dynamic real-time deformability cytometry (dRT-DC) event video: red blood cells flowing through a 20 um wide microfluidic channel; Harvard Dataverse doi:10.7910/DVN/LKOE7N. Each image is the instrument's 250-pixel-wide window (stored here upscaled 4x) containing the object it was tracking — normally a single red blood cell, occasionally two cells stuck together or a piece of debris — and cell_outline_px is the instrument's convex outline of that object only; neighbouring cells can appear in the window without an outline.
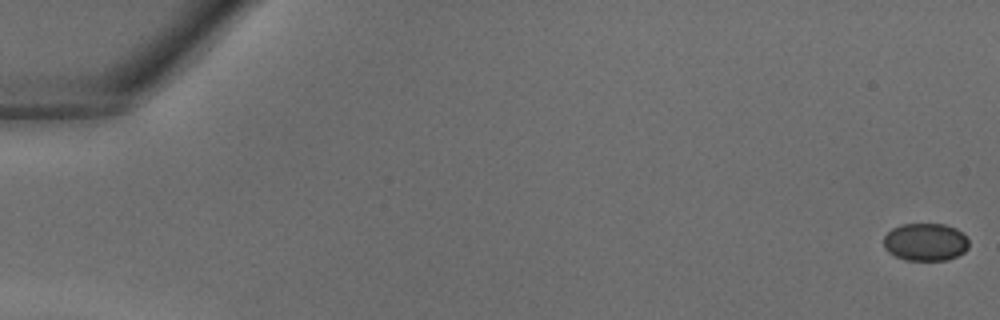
{"species": "common noctule bat (a hibernating species)", "species_latin": "Nyctalus noctula", "temperature_condition": "warm", "stored_images_in_passage": 41, "segment_of_instrument_passage": [1, 2], "camera_frame_rate_fps": 3000, "um_per_image_px": 0.085, "animal": {"sex": "male", "body_mass_g": 18.8}, "frame": {"image": 1, "passage_image": 1, "time_ms": 0.0, "image_size_px": [1000, 320], "cell_outline_px": [[968, 248], [964, 252], [948, 260], [904, 260], [888, 252], [884, 248], [884, 236], [892, 228], [900, 224], [944, 224], [956, 228], [968, 240]], "centroid_in_image_um": [78.64, 20.57], "position_along_channel_um": 6.4, "area_um2": 18.73}}
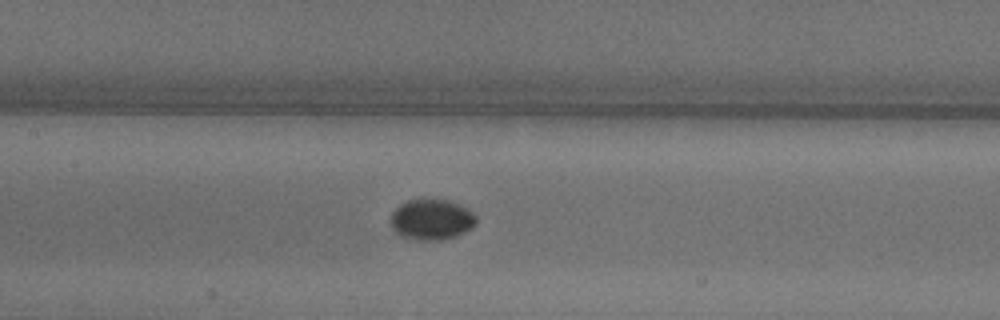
{"frame": {"image": 2, "passage_image": 20, "time_ms": 6.333, "image_size_px": [1000, 320], "cell_outline_px": [[476, 224], [472, 228], [456, 236], [444, 240], [416, 240], [400, 236], [392, 228], [388, 220], [392, 212], [400, 204], [408, 200], [420, 196], [424, 196], [448, 200], [472, 212], [476, 216]], "centroid_in_image_um": [36.63, 18.63], "position_along_channel_um": 170.8, "area_um2": 20.92}}
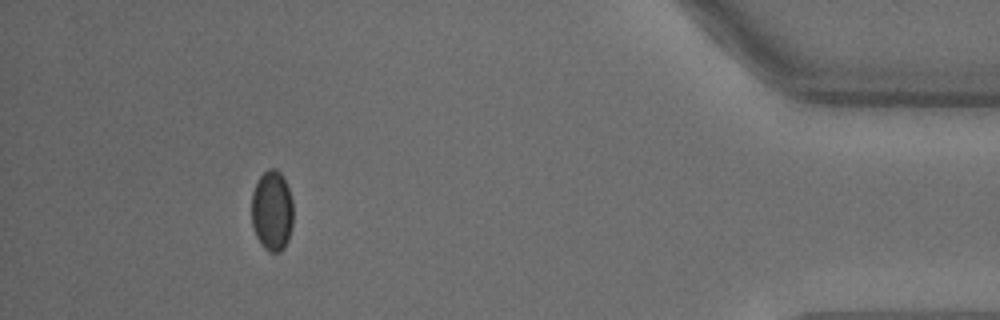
{"frame": {"image": 3, "passage_image": 37, "time_ms": 12.0, "image_size_px": [1000, 320], "cell_outline_px": [[292, 224], [288, 240], [284, 248], [280, 252], [268, 252], [260, 244], [256, 236], [252, 224], [252, 192], [260, 176], [268, 168], [276, 168], [280, 172], [288, 188], [292, 200]], "centroid_in_image_um": [23.11, 17.93], "position_along_channel_um": 412.1, "area_um2": 19.54}}